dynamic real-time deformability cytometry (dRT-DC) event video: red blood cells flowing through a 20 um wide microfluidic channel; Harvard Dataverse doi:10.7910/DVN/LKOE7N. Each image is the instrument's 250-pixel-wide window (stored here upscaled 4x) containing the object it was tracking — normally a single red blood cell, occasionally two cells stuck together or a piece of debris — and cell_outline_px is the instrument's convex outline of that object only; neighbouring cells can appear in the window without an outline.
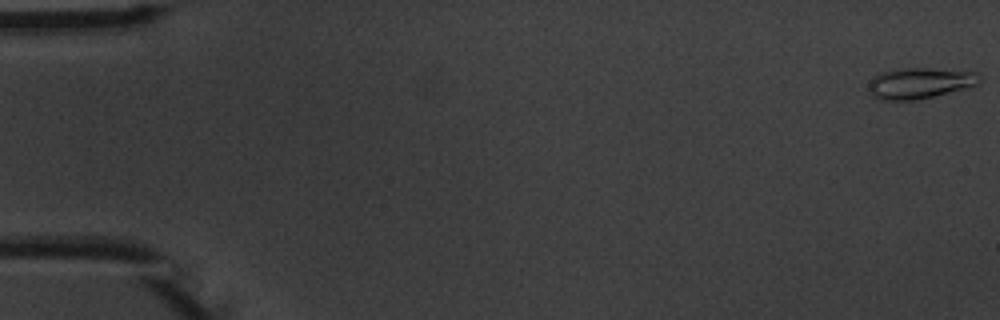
{"species": "common noctule bat (a hibernating species)", "species_latin": "Nyctalus noctula", "temperature_condition": "warm", "stored_images_in_passage": 6, "camera_frame_rate_fps": 3000, "um_per_image_px": 0.085, "animal": {"sex": "male", "body_mass_g": 20.1, "forearm_length_mm": 53.5}, "frame": {"image": 1, "passage_image": 1, "time_ms": 0.0, "image_size_px": [1000, 320], "cell_outline_px": [[980, 84], [916, 100], [876, 100], [868, 92], [868, 84], [880, 72], [904, 68], [928, 68], [980, 72]], "centroid_in_image_um": [78.17, 7.07], "position_along_channel_um": 6.8, "area_um2": 20.0}}